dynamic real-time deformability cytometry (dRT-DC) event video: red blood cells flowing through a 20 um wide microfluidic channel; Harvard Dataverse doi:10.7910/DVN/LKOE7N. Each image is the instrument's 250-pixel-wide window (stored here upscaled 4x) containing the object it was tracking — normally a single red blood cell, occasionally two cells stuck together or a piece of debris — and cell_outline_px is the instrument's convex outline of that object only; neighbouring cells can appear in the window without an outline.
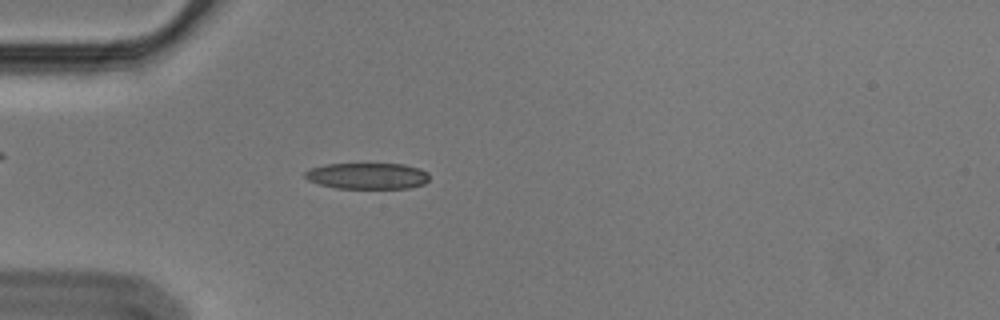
{"species": "Egyptian fruit bat (a non-hibernating species)", "species_latin": "Rousettus aegyptiacus", "temperature_condition": "cold", "stored_images_in_passage": 49, "camera_frame_rate_fps": 3000, "um_per_image_px": 0.085, "animal": {"sex": "male"}, "frame": {"image": 1, "passage_image": 9, "time_ms": 2.667, "image_size_px": [1000, 320], "cell_outline_px": [[428, 180], [424, 184], [408, 188], [336, 188], [320, 184], [308, 180], [304, 176], [304, 172], [312, 168], [324, 164], [404, 164], [420, 168], [428, 172]], "centroid_in_image_um": [31.24, 14.95], "position_along_channel_um": 53.8, "area_um2": 18.96}}
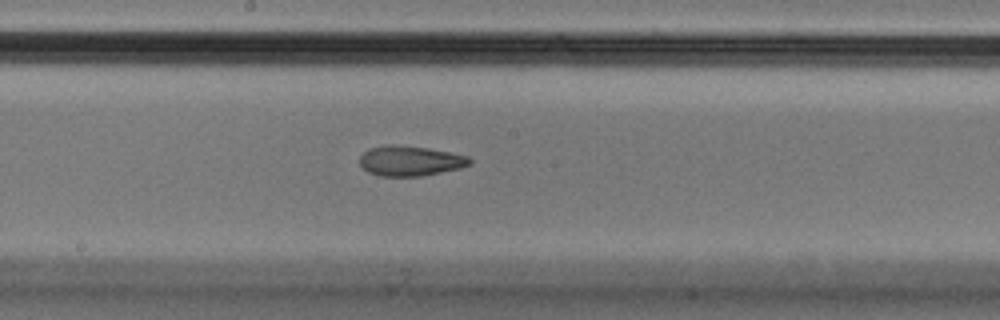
{"frame": {"image": 2, "passage_image": 23, "time_ms": 7.333, "image_size_px": [1000, 320], "cell_outline_px": [[472, 164], [460, 168], [420, 176], [380, 176], [368, 172], [360, 164], [360, 156], [368, 148], [388, 144], [392, 144], [428, 148], [468, 156], [472, 160]], "centroid_in_image_um": [34.85, 13.67], "position_along_channel_um": 213.3, "area_um2": 19.25}}
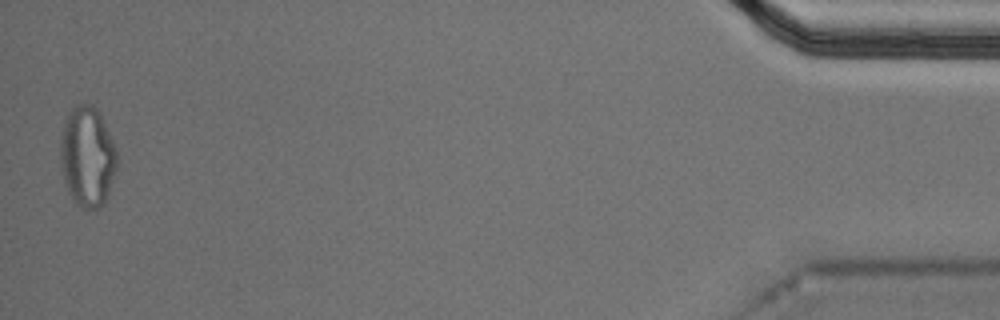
{"frame": {"image": 3, "passage_image": 48, "time_ms": 15.667, "image_size_px": [1000, 320], "cell_outline_px": [[116, 168], [108, 196], [104, 204], [100, 208], [80, 208], [76, 204], [68, 192], [64, 180], [60, 164], [60, 140], [64, 124], [68, 112], [76, 104], [92, 104], [96, 108], [116, 148]], "centroid_in_image_um": [7.41, 13.34], "position_along_channel_um": 427.8, "area_um2": 33.0}, "authors_computed_cell_mechanics": {"area_um2": 19.7676, "velocity_mm_per_s": 3.5896, "shape_relaxation_time_tau1_ms": null, "shape_relaxation_time_tau2_ms": 5.1309, "deformation_change_tau1": null, "deformation_change_tau2": 0.1352}}